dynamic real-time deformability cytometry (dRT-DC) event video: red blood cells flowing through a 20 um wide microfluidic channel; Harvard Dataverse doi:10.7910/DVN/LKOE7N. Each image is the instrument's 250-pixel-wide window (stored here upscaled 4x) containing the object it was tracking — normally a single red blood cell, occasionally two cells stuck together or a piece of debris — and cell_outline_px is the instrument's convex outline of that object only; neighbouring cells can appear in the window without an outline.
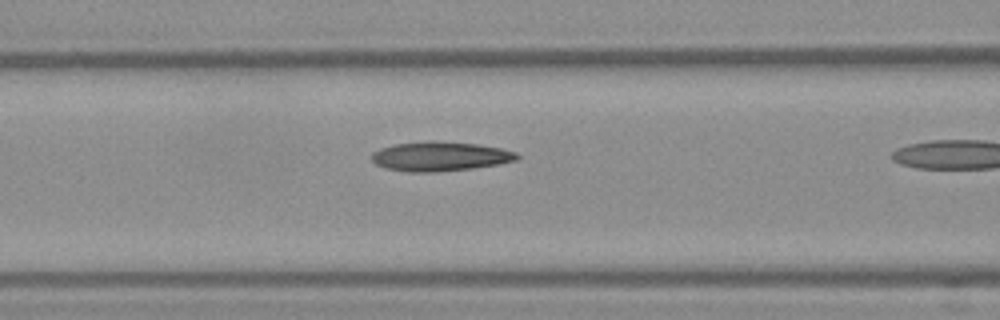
{"species": "Egyptian fruit bat (a non-hibernating species)", "species_latin": "Rousettus aegyptiacus", "temperature_condition": "warm", "stored_images_in_passage": 19, "camera_frame_rate_fps": 3000, "um_per_image_px": 0.085, "frame": {"image": 1, "passage_image": 15, "time_ms": 4.667, "image_size_px": [1000, 320], "cell_outline_px": [[520, 156], [516, 160], [500, 164], [472, 168], [436, 172], [408, 172], [384, 168], [376, 164], [372, 160], [372, 152], [380, 148], [396, 144], [432, 140], [476, 144], [500, 148], [516, 152]], "centroid_in_image_um": [37.39, 13.29], "position_along_channel_um": 129.2, "area_um2": 24.91}}
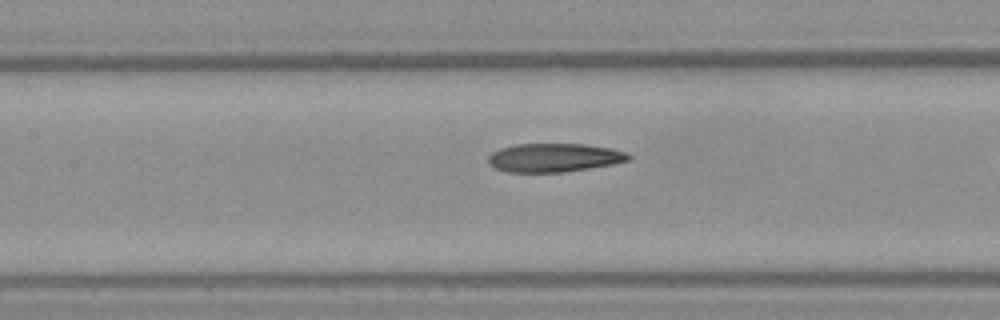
{"frame": {"image": 2, "passage_image": 17, "time_ms": 5.333, "image_size_px": [1000, 320], "cell_outline_px": [[632, 160], [612, 164], [564, 172], [504, 172], [496, 168], [488, 160], [488, 156], [492, 152], [500, 148], [516, 144], [584, 144], [608, 148], [624, 152], [632, 156]], "centroid_in_image_um": [47.09, 13.4], "position_along_channel_um": 160.3, "area_um2": 23.24}}